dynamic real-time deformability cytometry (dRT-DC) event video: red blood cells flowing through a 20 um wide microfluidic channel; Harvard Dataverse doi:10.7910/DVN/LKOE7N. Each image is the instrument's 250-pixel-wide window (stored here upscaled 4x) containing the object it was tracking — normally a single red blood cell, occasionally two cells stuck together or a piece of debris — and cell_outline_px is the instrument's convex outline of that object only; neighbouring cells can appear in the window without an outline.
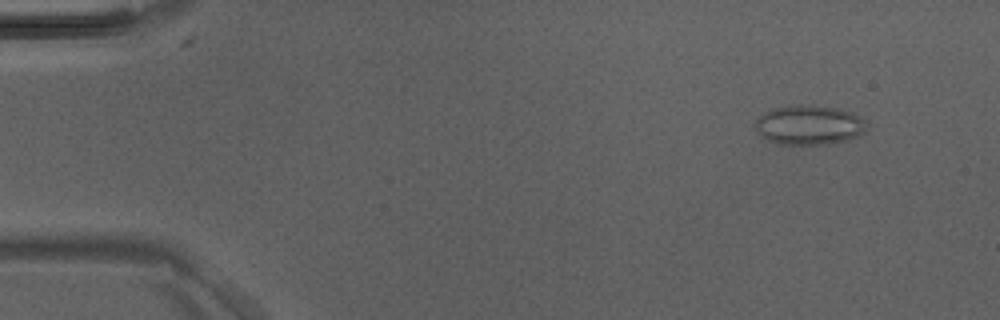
{"species": "Egyptian fruit bat (a non-hibernating species)", "species_latin": "Rousettus aegyptiacus", "temperature_condition": "room temperature", "stored_images_in_passage": 5, "camera_frame_rate_fps": 3000, "um_per_image_px": 0.085, "animal": {"sex": "male"}, "frame": {"image": 1, "passage_image": 2, "time_ms": 0.333, "image_size_px": [1000, 320], "cell_outline_px": [[864, 132], [860, 136], [828, 144], [776, 144], [768, 140], [756, 132], [752, 124], [764, 112], [776, 108], [792, 104], [808, 104], [836, 108], [852, 112], [860, 116], [864, 120]], "centroid_in_image_um": [68.72, 10.61], "position_along_channel_um": 16.3, "area_um2": 25.84}}